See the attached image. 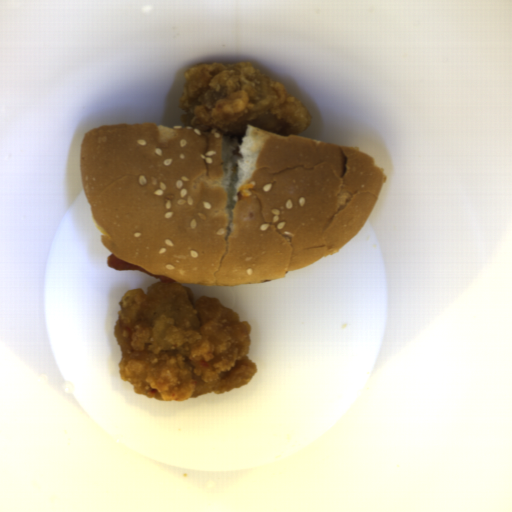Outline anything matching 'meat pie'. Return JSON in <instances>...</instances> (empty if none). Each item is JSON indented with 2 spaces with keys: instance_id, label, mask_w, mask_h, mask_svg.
I'll use <instances>...</instances> for the list:
<instances>
[{
  "instance_id": "b5893723",
  "label": "meat pie",
  "mask_w": 512,
  "mask_h": 512,
  "mask_svg": "<svg viewBox=\"0 0 512 512\" xmlns=\"http://www.w3.org/2000/svg\"><path fill=\"white\" fill-rule=\"evenodd\" d=\"M106 264H107V267H110L116 271H141V272H145V273L159 279L160 283H177V284H179L172 277L155 275V274L148 272L140 267H137L127 261L120 259L113 253L110 254L109 256H107Z\"/></svg>"
}]
</instances>
